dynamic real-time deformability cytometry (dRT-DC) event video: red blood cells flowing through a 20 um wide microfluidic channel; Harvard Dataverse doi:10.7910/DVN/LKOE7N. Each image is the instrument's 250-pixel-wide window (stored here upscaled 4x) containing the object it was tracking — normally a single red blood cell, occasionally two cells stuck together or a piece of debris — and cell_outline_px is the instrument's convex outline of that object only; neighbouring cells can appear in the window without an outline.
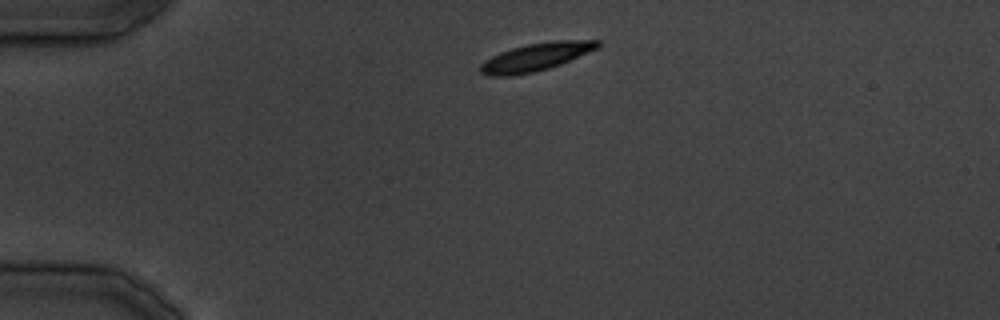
{"species": "common noctule bat (a hibernating species)", "species_latin": "Nyctalus noctula", "temperature_condition": "cold", "stored_images_in_passage": 25, "camera_frame_rate_fps": 3000, "um_per_image_px": 0.085, "animal": {"sex": "male", "body_mass_g": 19.5, "forearm_length_mm": 54.6}, "frame": {"image": 1, "passage_image": 1, "time_ms": 0.0, "image_size_px": [1000, 320], "cell_outline_px": [[600, 44], [596, 48], [560, 64], [548, 68], [532, 72], [512, 76], [488, 76], [480, 72], [480, 64], [484, 60], [500, 52], [512, 48], [528, 44], [556, 40], [600, 40]], "centroid_in_image_um": [45.49, 4.84], "position_along_channel_um": 39.5, "area_um2": 18.73}}
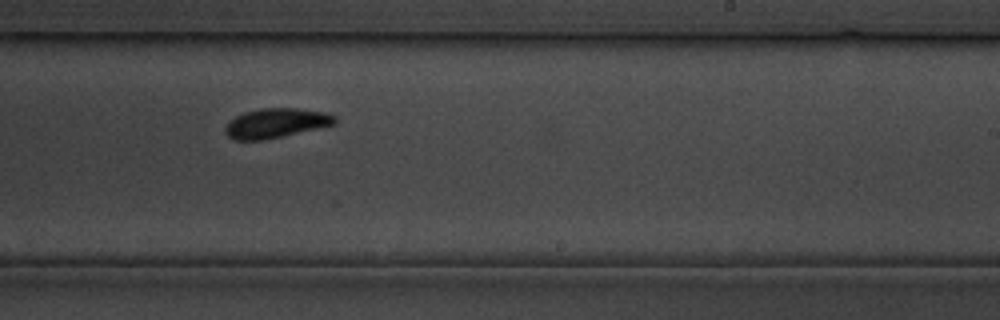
{"frame": {"image": 2, "passage_image": 16, "time_ms": 18.0, "image_size_px": [1000, 320], "cell_outline_px": [[336, 124], [264, 140], [232, 140], [224, 132], [224, 128], [236, 116], [244, 112], [260, 108], [296, 108], [324, 112], [336, 116]], "centroid_in_image_um": [23.45, 10.47], "position_along_channel_um": 265.6, "area_um2": 18.79}}
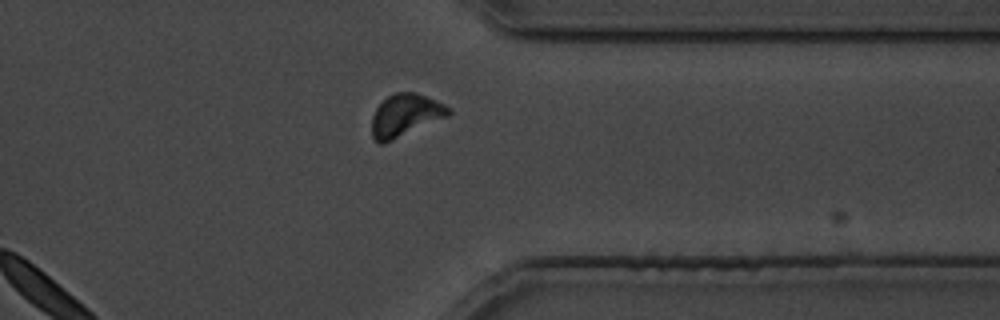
{"frame": {"image": 3, "passage_image": 22, "time_ms": 25.667, "image_size_px": [1000, 320], "cell_outline_px": [[452, 112], [448, 116], [384, 144], [380, 144], [372, 136], [372, 116], [376, 108], [388, 96], [396, 92], [416, 92], [436, 100], [452, 108]], "centroid_in_image_um": [34.47, 9.8], "position_along_channel_um": 376.9, "area_um2": 18.96}}